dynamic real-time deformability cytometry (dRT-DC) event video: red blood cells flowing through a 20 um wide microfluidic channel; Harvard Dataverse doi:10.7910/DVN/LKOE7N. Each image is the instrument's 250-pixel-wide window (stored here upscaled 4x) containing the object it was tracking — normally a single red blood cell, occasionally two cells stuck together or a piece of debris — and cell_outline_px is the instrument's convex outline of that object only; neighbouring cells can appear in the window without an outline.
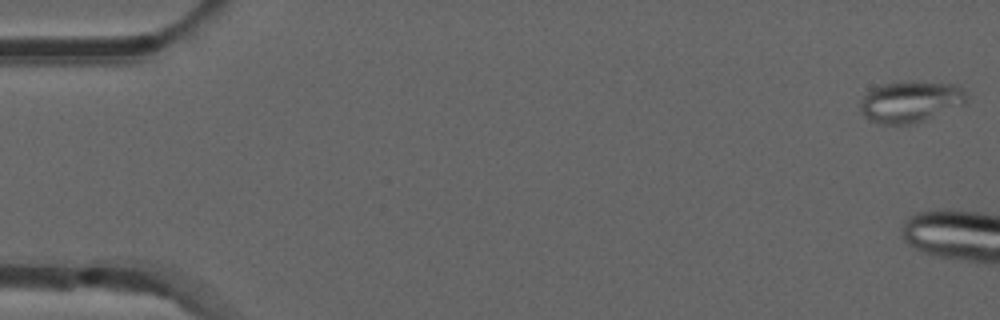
{"species": "common noctule bat (a hibernating species)", "species_latin": "Nyctalus noctula", "temperature_condition": "room temperature", "stored_images_in_passage": 6, "camera_frame_rate_fps": 3000, "um_per_image_px": 0.085, "animal": {"sex": "male", "forearm_length_mm": 52.5}, "frame": {"image": 1, "passage_image": 1, "time_ms": 0.0, "image_size_px": [1000, 320], "cell_outline_px": [[968, 104], [924, 120], [912, 124], [880, 124], [868, 120], [860, 112], [860, 100], [872, 88], [880, 84], [912, 80], [916, 80], [956, 84], [964, 88], [968, 96]], "centroid_in_image_um": [77.44, 8.62], "position_along_channel_um": 7.6, "area_um2": 26.41}}